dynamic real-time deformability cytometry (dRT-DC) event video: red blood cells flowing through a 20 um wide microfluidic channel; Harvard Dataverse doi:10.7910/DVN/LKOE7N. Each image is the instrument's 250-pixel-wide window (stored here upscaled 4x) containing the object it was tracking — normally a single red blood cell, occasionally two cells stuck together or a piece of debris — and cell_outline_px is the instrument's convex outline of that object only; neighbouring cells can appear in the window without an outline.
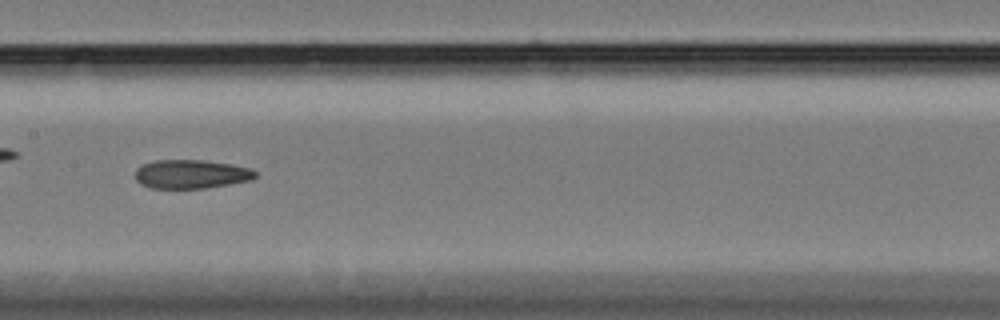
{"species": "Egyptian fruit bat (a non-hibernating species)", "species_latin": "Rousettus aegyptiacus", "temperature_condition": "cold", "stored_images_in_passage": 43, "camera_frame_rate_fps": 3000, "um_per_image_px": 0.085, "animal": {"sex": "female"}, "frame": {"image": 1, "passage_image": 13, "time_ms": 4.0, "image_size_px": [1000, 320], "cell_outline_px": [[256, 176], [252, 180], [204, 188], [152, 188], [140, 184], [136, 180], [136, 168], [144, 164], [156, 160], [204, 160], [232, 164], [252, 168], [256, 172]], "centroid_in_image_um": [16.27, 14.79], "position_along_channel_um": 191.1, "area_um2": 20.17}, "authors_computed_cell_mechanics": {"area_um2": 20.4034, "velocity_mm_per_s": 3.4194, "shape_relaxation_time_tau1_ms": null, "shape_relaxation_time_tau2_ms": 10.4548, "deformation_change_tau1": null, "deformation_change_tau2": 0.1668}}